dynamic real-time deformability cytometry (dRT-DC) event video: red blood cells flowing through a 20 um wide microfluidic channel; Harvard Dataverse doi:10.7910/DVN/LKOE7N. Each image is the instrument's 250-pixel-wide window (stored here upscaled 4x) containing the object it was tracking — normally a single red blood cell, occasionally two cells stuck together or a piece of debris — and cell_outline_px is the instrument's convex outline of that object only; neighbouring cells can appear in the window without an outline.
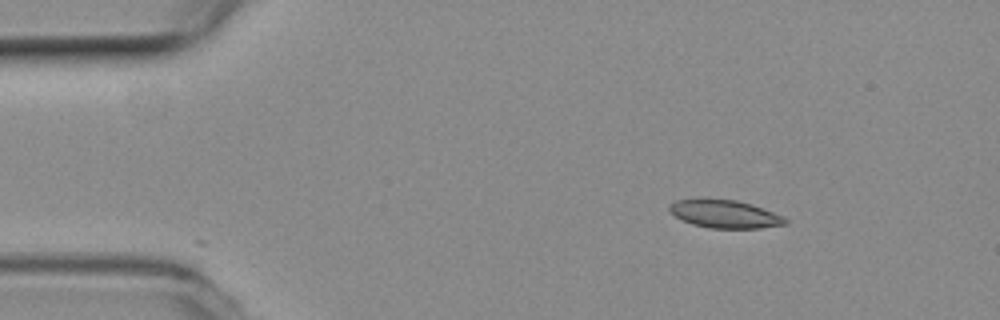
{"species": "common noctule bat (a hibernating species)", "species_latin": "Nyctalus noctula", "temperature_condition": "room temperature", "stored_images_in_passage": 22, "camera_frame_rate_fps": 3000, "um_per_image_px": 0.085, "animal": {"sex": "female", "body_mass_g": 19.3, "forearm_length_mm": 54.1}, "frame": {"image": 1, "passage_image": 1, "time_ms": 0.0, "image_size_px": [1000, 320], "cell_outline_px": [[788, 224], [760, 228], [708, 228], [692, 224], [676, 216], [668, 208], [676, 200], [736, 200], [752, 204], [784, 216], [788, 220]], "centroid_in_image_um": [61.69, 18.21], "position_along_channel_um": 23.3, "area_um2": 18.5}}
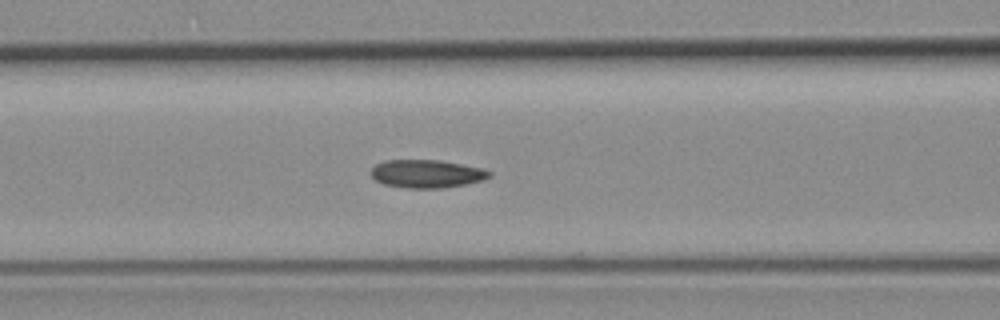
{"frame": {"image": 2, "passage_image": 15, "time_ms": 4.667, "image_size_px": [1000, 320], "cell_outline_px": [[492, 176], [484, 180], [468, 184], [444, 188], [408, 188], [384, 184], [376, 180], [368, 172], [376, 164], [384, 160], [440, 160], [484, 168], [492, 172]], "centroid_in_image_um": [36.31, 14.77], "position_along_channel_um": 130.3, "area_um2": 19.65}}
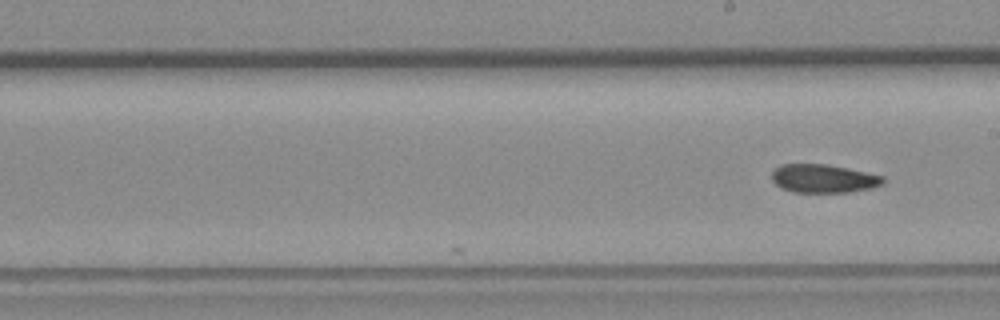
{"frame": {"image": 3, "passage_image": 22, "time_ms": 7.0, "image_size_px": [1000, 320], "cell_outline_px": [[884, 184], [872, 188], [848, 192], [792, 192], [780, 188], [772, 180], [772, 172], [780, 164], [824, 164], [884, 176]], "centroid_in_image_um": [69.97, 15.19], "position_along_channel_um": 219.0, "area_um2": 18.32}}